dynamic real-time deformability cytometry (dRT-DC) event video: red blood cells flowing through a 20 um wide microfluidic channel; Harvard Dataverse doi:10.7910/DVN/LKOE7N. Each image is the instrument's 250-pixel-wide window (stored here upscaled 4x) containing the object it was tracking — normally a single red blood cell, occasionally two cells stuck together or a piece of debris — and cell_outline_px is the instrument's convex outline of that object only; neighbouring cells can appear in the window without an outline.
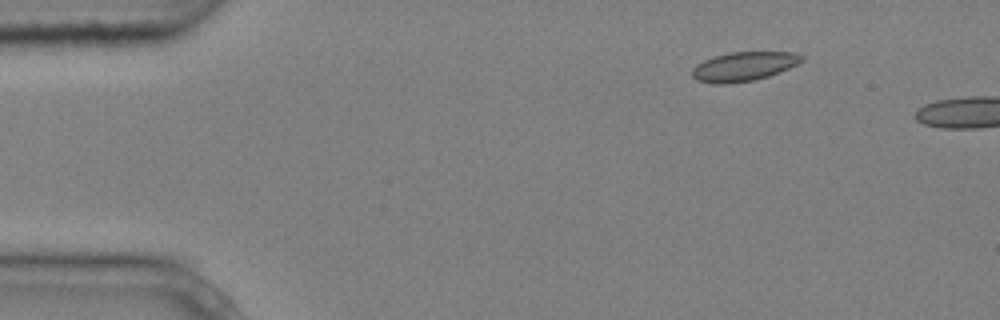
{"species": "common noctule bat (a hibernating species)", "species_latin": "Nyctalus noctula", "temperature_condition": "cold", "stored_images_in_passage": 4, "camera_frame_rate_fps": 3000, "um_per_image_px": 0.085, "animal": {"sex": "male", "body_mass_g": 20.4}, "frame": {"image": 1, "passage_image": 2, "time_ms": 0.333, "image_size_px": [1000, 320], "cell_outline_px": [[804, 60], [780, 72], [768, 76], [752, 80], [728, 84], [712, 84], [696, 80], [692, 76], [692, 68], [696, 64], [704, 60], [716, 56], [732, 52], [792, 52], [804, 56]], "centroid_in_image_um": [63.19, 5.65], "position_along_channel_um": 21.8, "area_um2": 18.55}}